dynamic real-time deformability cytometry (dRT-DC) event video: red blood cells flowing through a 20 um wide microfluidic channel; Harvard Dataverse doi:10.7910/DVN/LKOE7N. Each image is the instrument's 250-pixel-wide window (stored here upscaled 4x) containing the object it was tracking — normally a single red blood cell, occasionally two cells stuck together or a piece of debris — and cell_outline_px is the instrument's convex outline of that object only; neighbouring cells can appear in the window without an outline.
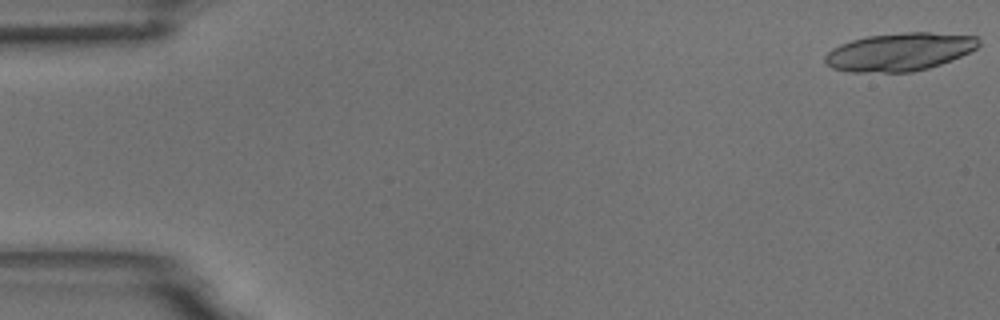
{"species": "common noctule bat (a hibernating species)", "species_latin": "Nyctalus noctula", "temperature_condition": "room temperature", "stored_images_in_passage": 19, "camera_frame_rate_fps": 3000, "um_per_image_px": 0.085, "animal": {"sex": "male", "body_mass_g": 18.8}, "frame": {"image": 1, "passage_image": 1, "time_ms": 0.0, "image_size_px": [1000, 320], "cell_outline_px": [[980, 44], [976, 48], [952, 60], [928, 68], [912, 72], [852, 72], [832, 68], [824, 64], [824, 56], [832, 48], [840, 44], [852, 40], [868, 36], [904, 32], [932, 32], [976, 36], [980, 40]], "centroid_in_image_um": [76.44, 4.41], "position_along_channel_um": 8.6, "area_um2": 34.1}}